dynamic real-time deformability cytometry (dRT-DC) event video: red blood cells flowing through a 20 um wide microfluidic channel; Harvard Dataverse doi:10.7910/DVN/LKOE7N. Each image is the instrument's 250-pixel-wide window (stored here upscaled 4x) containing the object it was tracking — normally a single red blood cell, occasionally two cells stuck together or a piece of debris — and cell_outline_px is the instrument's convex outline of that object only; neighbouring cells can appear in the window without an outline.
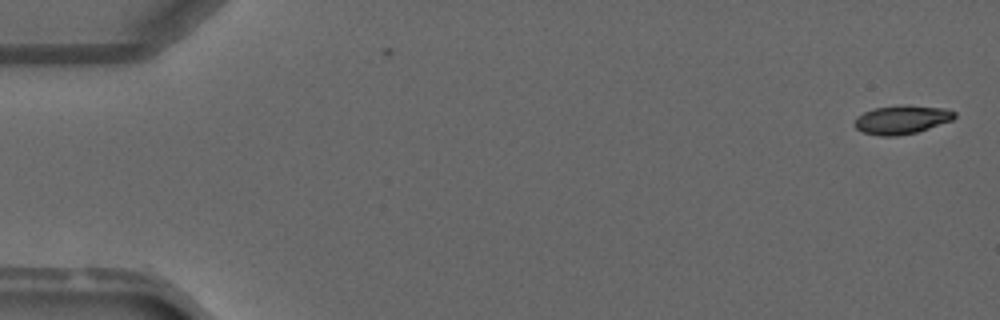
{"species": "common noctule bat (a hibernating species)", "species_latin": "Nyctalus noctula", "temperature_condition": "warm", "stored_images_in_passage": 7, "camera_frame_rate_fps": 3000, "um_per_image_px": 0.085, "animal": {"sex": "male", "forearm_length_mm": 52.5}, "frame": {"image": 1, "passage_image": 1, "time_ms": 0.0, "image_size_px": [1000, 320], "cell_outline_px": [[956, 116], [952, 120], [916, 132], [896, 136], [880, 136], [864, 132], [856, 128], [856, 120], [864, 112], [876, 108], [944, 108], [956, 112]], "centroid_in_image_um": [76.66, 10.23], "position_along_channel_um": 8.3, "area_um2": 15.43}}
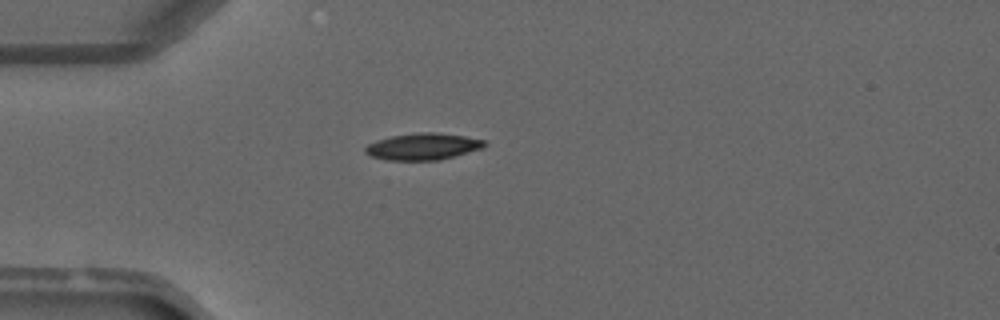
{"frame": {"image": 2, "passage_image": 4, "time_ms": 3.667, "image_size_px": [1000, 320], "cell_outline_px": [[488, 144], [480, 148], [452, 156], [436, 160], [388, 160], [372, 156], [364, 152], [364, 148], [368, 144], [392, 136], [420, 132], [432, 132], [464, 136], [484, 140]], "centroid_in_image_um": [35.92, 12.45], "position_along_channel_um": 49.1, "area_um2": 18.03}}